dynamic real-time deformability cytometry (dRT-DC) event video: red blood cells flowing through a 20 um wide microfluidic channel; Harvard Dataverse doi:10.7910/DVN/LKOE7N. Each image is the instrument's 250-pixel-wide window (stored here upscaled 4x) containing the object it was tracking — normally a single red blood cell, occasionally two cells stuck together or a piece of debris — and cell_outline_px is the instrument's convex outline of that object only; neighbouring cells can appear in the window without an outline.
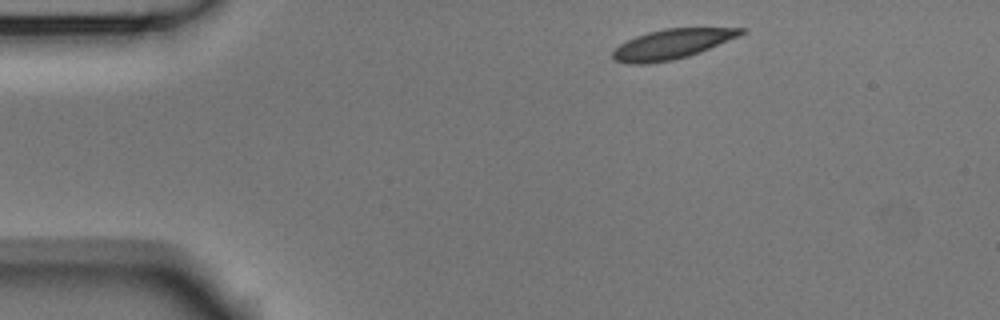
{"species": "Egyptian fruit bat (a non-hibernating species)", "species_latin": "Rousettus aegyptiacus", "temperature_condition": "room temperature", "stored_images_in_passage": 3, "camera_frame_rate_fps": 3000, "um_per_image_px": 0.085, "animal": {"sex": "male"}, "frame": {"image": 1, "passage_image": 1, "time_ms": 0.0, "image_size_px": [1000, 320], "cell_outline_px": [[744, 32], [736, 36], [708, 48], [688, 56], [672, 60], [644, 64], [628, 64], [612, 60], [612, 52], [620, 44], [636, 36], [648, 32], [664, 28], [744, 28]], "centroid_in_image_um": [57.01, 3.76], "position_along_channel_um": 28.0, "area_um2": 21.79}}